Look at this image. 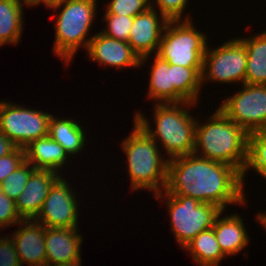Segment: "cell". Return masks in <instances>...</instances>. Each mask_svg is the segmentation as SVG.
<instances>
[{"label": "cell", "instance_id": "1", "mask_svg": "<svg viewBox=\"0 0 266 266\" xmlns=\"http://www.w3.org/2000/svg\"><path fill=\"white\" fill-rule=\"evenodd\" d=\"M242 174L233 166L195 154L175 157L168 162L164 191L183 195L227 211L229 205H247Z\"/></svg>", "mask_w": 266, "mask_h": 266}, {"label": "cell", "instance_id": "2", "mask_svg": "<svg viewBox=\"0 0 266 266\" xmlns=\"http://www.w3.org/2000/svg\"><path fill=\"white\" fill-rule=\"evenodd\" d=\"M154 105L152 109H154L153 126L155 128L150 125L151 121L141 110L135 111L133 119L157 144L159 142L158 146L161 147L160 149L164 148L162 152H166L165 155L169 160L193 154L197 117H193L191 110L198 104L182 102Z\"/></svg>", "mask_w": 266, "mask_h": 266}, {"label": "cell", "instance_id": "3", "mask_svg": "<svg viewBox=\"0 0 266 266\" xmlns=\"http://www.w3.org/2000/svg\"><path fill=\"white\" fill-rule=\"evenodd\" d=\"M199 120L193 154L233 166L242 174L247 163L248 133L219 108L203 124Z\"/></svg>", "mask_w": 266, "mask_h": 266}, {"label": "cell", "instance_id": "4", "mask_svg": "<svg viewBox=\"0 0 266 266\" xmlns=\"http://www.w3.org/2000/svg\"><path fill=\"white\" fill-rule=\"evenodd\" d=\"M132 122V132L121 141L131 192L148 190L155 196L165 189L169 159L144 129L135 120Z\"/></svg>", "mask_w": 266, "mask_h": 266}, {"label": "cell", "instance_id": "5", "mask_svg": "<svg viewBox=\"0 0 266 266\" xmlns=\"http://www.w3.org/2000/svg\"><path fill=\"white\" fill-rule=\"evenodd\" d=\"M98 6L97 0H58L47 6L55 14V40L52 50L64 65L68 66L74 60L80 48L86 51L93 37L92 33H88L97 19ZM88 35L92 36L87 37Z\"/></svg>", "mask_w": 266, "mask_h": 266}, {"label": "cell", "instance_id": "6", "mask_svg": "<svg viewBox=\"0 0 266 266\" xmlns=\"http://www.w3.org/2000/svg\"><path fill=\"white\" fill-rule=\"evenodd\" d=\"M153 56V57H152ZM151 63L148 100L155 104L192 102L198 104L202 88L201 73L203 68H187L181 65H171L156 54L141 59L140 67ZM148 60V61H147Z\"/></svg>", "mask_w": 266, "mask_h": 266}, {"label": "cell", "instance_id": "7", "mask_svg": "<svg viewBox=\"0 0 266 266\" xmlns=\"http://www.w3.org/2000/svg\"><path fill=\"white\" fill-rule=\"evenodd\" d=\"M153 198L165 203L170 218V232L182 249L200 232L212 228L215 219L223 211L216 205L201 203L183 195H172L164 190Z\"/></svg>", "mask_w": 266, "mask_h": 266}, {"label": "cell", "instance_id": "8", "mask_svg": "<svg viewBox=\"0 0 266 266\" xmlns=\"http://www.w3.org/2000/svg\"><path fill=\"white\" fill-rule=\"evenodd\" d=\"M196 28L192 19L169 20L156 55L171 65L203 68V57L209 39Z\"/></svg>", "mask_w": 266, "mask_h": 266}, {"label": "cell", "instance_id": "9", "mask_svg": "<svg viewBox=\"0 0 266 266\" xmlns=\"http://www.w3.org/2000/svg\"><path fill=\"white\" fill-rule=\"evenodd\" d=\"M208 43L203 57L201 84H244L247 66V50L239 37L231 38L210 48Z\"/></svg>", "mask_w": 266, "mask_h": 266}, {"label": "cell", "instance_id": "10", "mask_svg": "<svg viewBox=\"0 0 266 266\" xmlns=\"http://www.w3.org/2000/svg\"><path fill=\"white\" fill-rule=\"evenodd\" d=\"M49 112L4 102L0 111V132L17 147L25 148L32 141L48 135Z\"/></svg>", "mask_w": 266, "mask_h": 266}, {"label": "cell", "instance_id": "11", "mask_svg": "<svg viewBox=\"0 0 266 266\" xmlns=\"http://www.w3.org/2000/svg\"><path fill=\"white\" fill-rule=\"evenodd\" d=\"M221 103L217 108L247 133L266 129V85L242 84Z\"/></svg>", "mask_w": 266, "mask_h": 266}, {"label": "cell", "instance_id": "12", "mask_svg": "<svg viewBox=\"0 0 266 266\" xmlns=\"http://www.w3.org/2000/svg\"><path fill=\"white\" fill-rule=\"evenodd\" d=\"M65 178V175H62L53 184L39 214L34 219L45 227L79 228L78 219L79 215H81L79 214V210H81L79 208V198L76 195L77 191L73 189L68 183V179Z\"/></svg>", "mask_w": 266, "mask_h": 266}, {"label": "cell", "instance_id": "13", "mask_svg": "<svg viewBox=\"0 0 266 266\" xmlns=\"http://www.w3.org/2000/svg\"><path fill=\"white\" fill-rule=\"evenodd\" d=\"M86 52L91 62H97L101 67L140 68L141 59L128 42L110 38L100 31L93 35Z\"/></svg>", "mask_w": 266, "mask_h": 266}, {"label": "cell", "instance_id": "14", "mask_svg": "<svg viewBox=\"0 0 266 266\" xmlns=\"http://www.w3.org/2000/svg\"><path fill=\"white\" fill-rule=\"evenodd\" d=\"M168 22L165 16L151 6L134 17L128 43L140 59L157 54Z\"/></svg>", "mask_w": 266, "mask_h": 266}, {"label": "cell", "instance_id": "15", "mask_svg": "<svg viewBox=\"0 0 266 266\" xmlns=\"http://www.w3.org/2000/svg\"><path fill=\"white\" fill-rule=\"evenodd\" d=\"M83 237L79 228L45 227L46 266L82 264Z\"/></svg>", "mask_w": 266, "mask_h": 266}, {"label": "cell", "instance_id": "16", "mask_svg": "<svg viewBox=\"0 0 266 266\" xmlns=\"http://www.w3.org/2000/svg\"><path fill=\"white\" fill-rule=\"evenodd\" d=\"M11 234L21 266H46L45 226L34 219L21 220Z\"/></svg>", "mask_w": 266, "mask_h": 266}, {"label": "cell", "instance_id": "17", "mask_svg": "<svg viewBox=\"0 0 266 266\" xmlns=\"http://www.w3.org/2000/svg\"><path fill=\"white\" fill-rule=\"evenodd\" d=\"M62 176L51 170L36 169L15 200V206L22 220L35 219L39 214L43 202L50 188Z\"/></svg>", "mask_w": 266, "mask_h": 266}, {"label": "cell", "instance_id": "18", "mask_svg": "<svg viewBox=\"0 0 266 266\" xmlns=\"http://www.w3.org/2000/svg\"><path fill=\"white\" fill-rule=\"evenodd\" d=\"M222 214L224 211L217 216L212 228L222 253L226 257L234 256L244 251L251 239L238 212L227 216Z\"/></svg>", "mask_w": 266, "mask_h": 266}, {"label": "cell", "instance_id": "19", "mask_svg": "<svg viewBox=\"0 0 266 266\" xmlns=\"http://www.w3.org/2000/svg\"><path fill=\"white\" fill-rule=\"evenodd\" d=\"M24 150L26 161L35 169L51 170L61 174L63 167L70 161L64 148L49 135L32 141Z\"/></svg>", "mask_w": 266, "mask_h": 266}, {"label": "cell", "instance_id": "20", "mask_svg": "<svg viewBox=\"0 0 266 266\" xmlns=\"http://www.w3.org/2000/svg\"><path fill=\"white\" fill-rule=\"evenodd\" d=\"M85 129L75 118H59L53 114L49 119L48 135L64 148L69 158H74L85 151L88 142Z\"/></svg>", "mask_w": 266, "mask_h": 266}, {"label": "cell", "instance_id": "21", "mask_svg": "<svg viewBox=\"0 0 266 266\" xmlns=\"http://www.w3.org/2000/svg\"><path fill=\"white\" fill-rule=\"evenodd\" d=\"M238 37L247 50L244 84L266 85V29L250 37Z\"/></svg>", "mask_w": 266, "mask_h": 266}, {"label": "cell", "instance_id": "22", "mask_svg": "<svg viewBox=\"0 0 266 266\" xmlns=\"http://www.w3.org/2000/svg\"><path fill=\"white\" fill-rule=\"evenodd\" d=\"M24 5L19 0H0V47L17 45L24 30Z\"/></svg>", "mask_w": 266, "mask_h": 266}, {"label": "cell", "instance_id": "23", "mask_svg": "<svg viewBox=\"0 0 266 266\" xmlns=\"http://www.w3.org/2000/svg\"><path fill=\"white\" fill-rule=\"evenodd\" d=\"M183 250L191 254L197 266H219L223 259H227L219 247L213 228L200 232Z\"/></svg>", "mask_w": 266, "mask_h": 266}, {"label": "cell", "instance_id": "24", "mask_svg": "<svg viewBox=\"0 0 266 266\" xmlns=\"http://www.w3.org/2000/svg\"><path fill=\"white\" fill-rule=\"evenodd\" d=\"M250 169L261 178L266 175V129L248 133L247 163L242 173L244 184Z\"/></svg>", "mask_w": 266, "mask_h": 266}, {"label": "cell", "instance_id": "25", "mask_svg": "<svg viewBox=\"0 0 266 266\" xmlns=\"http://www.w3.org/2000/svg\"><path fill=\"white\" fill-rule=\"evenodd\" d=\"M35 167L25 161L13 173H10L0 184V189L11 200L15 201L23 192L30 175L35 171Z\"/></svg>", "mask_w": 266, "mask_h": 266}, {"label": "cell", "instance_id": "26", "mask_svg": "<svg viewBox=\"0 0 266 266\" xmlns=\"http://www.w3.org/2000/svg\"><path fill=\"white\" fill-rule=\"evenodd\" d=\"M103 22L106 23L105 27L100 30L104 35L120 41L128 42L129 33L132 27L134 17L103 14Z\"/></svg>", "mask_w": 266, "mask_h": 266}, {"label": "cell", "instance_id": "27", "mask_svg": "<svg viewBox=\"0 0 266 266\" xmlns=\"http://www.w3.org/2000/svg\"><path fill=\"white\" fill-rule=\"evenodd\" d=\"M106 4L103 14L135 17L150 7V0H109Z\"/></svg>", "mask_w": 266, "mask_h": 266}, {"label": "cell", "instance_id": "28", "mask_svg": "<svg viewBox=\"0 0 266 266\" xmlns=\"http://www.w3.org/2000/svg\"><path fill=\"white\" fill-rule=\"evenodd\" d=\"M188 2V0H150V6L157 9L168 20H191L192 16L184 13Z\"/></svg>", "mask_w": 266, "mask_h": 266}, {"label": "cell", "instance_id": "29", "mask_svg": "<svg viewBox=\"0 0 266 266\" xmlns=\"http://www.w3.org/2000/svg\"><path fill=\"white\" fill-rule=\"evenodd\" d=\"M21 217L15 206V201L11 200L0 189V229L17 225L21 221Z\"/></svg>", "mask_w": 266, "mask_h": 266}, {"label": "cell", "instance_id": "30", "mask_svg": "<svg viewBox=\"0 0 266 266\" xmlns=\"http://www.w3.org/2000/svg\"><path fill=\"white\" fill-rule=\"evenodd\" d=\"M25 161V150L20 147H17L12 153L0 157V184Z\"/></svg>", "mask_w": 266, "mask_h": 266}, {"label": "cell", "instance_id": "31", "mask_svg": "<svg viewBox=\"0 0 266 266\" xmlns=\"http://www.w3.org/2000/svg\"><path fill=\"white\" fill-rule=\"evenodd\" d=\"M0 266H21L14 241L10 235L0 236Z\"/></svg>", "mask_w": 266, "mask_h": 266}, {"label": "cell", "instance_id": "32", "mask_svg": "<svg viewBox=\"0 0 266 266\" xmlns=\"http://www.w3.org/2000/svg\"><path fill=\"white\" fill-rule=\"evenodd\" d=\"M16 148L17 146L0 132V157L12 153Z\"/></svg>", "mask_w": 266, "mask_h": 266}, {"label": "cell", "instance_id": "33", "mask_svg": "<svg viewBox=\"0 0 266 266\" xmlns=\"http://www.w3.org/2000/svg\"><path fill=\"white\" fill-rule=\"evenodd\" d=\"M259 213L256 214V223L262 225L263 229L266 230V211H258Z\"/></svg>", "mask_w": 266, "mask_h": 266}, {"label": "cell", "instance_id": "34", "mask_svg": "<svg viewBox=\"0 0 266 266\" xmlns=\"http://www.w3.org/2000/svg\"><path fill=\"white\" fill-rule=\"evenodd\" d=\"M21 3L25 4L27 7H33L34 6H39V4H44L45 6V0H19Z\"/></svg>", "mask_w": 266, "mask_h": 266}, {"label": "cell", "instance_id": "35", "mask_svg": "<svg viewBox=\"0 0 266 266\" xmlns=\"http://www.w3.org/2000/svg\"><path fill=\"white\" fill-rule=\"evenodd\" d=\"M58 0H45V7H47L50 3H53Z\"/></svg>", "mask_w": 266, "mask_h": 266}, {"label": "cell", "instance_id": "36", "mask_svg": "<svg viewBox=\"0 0 266 266\" xmlns=\"http://www.w3.org/2000/svg\"><path fill=\"white\" fill-rule=\"evenodd\" d=\"M59 266H82L81 264L59 265Z\"/></svg>", "mask_w": 266, "mask_h": 266}, {"label": "cell", "instance_id": "37", "mask_svg": "<svg viewBox=\"0 0 266 266\" xmlns=\"http://www.w3.org/2000/svg\"><path fill=\"white\" fill-rule=\"evenodd\" d=\"M4 102H5L4 99H3V100H2V99L0 100V111H1V108H2V106H3V104H4Z\"/></svg>", "mask_w": 266, "mask_h": 266}]
</instances>
